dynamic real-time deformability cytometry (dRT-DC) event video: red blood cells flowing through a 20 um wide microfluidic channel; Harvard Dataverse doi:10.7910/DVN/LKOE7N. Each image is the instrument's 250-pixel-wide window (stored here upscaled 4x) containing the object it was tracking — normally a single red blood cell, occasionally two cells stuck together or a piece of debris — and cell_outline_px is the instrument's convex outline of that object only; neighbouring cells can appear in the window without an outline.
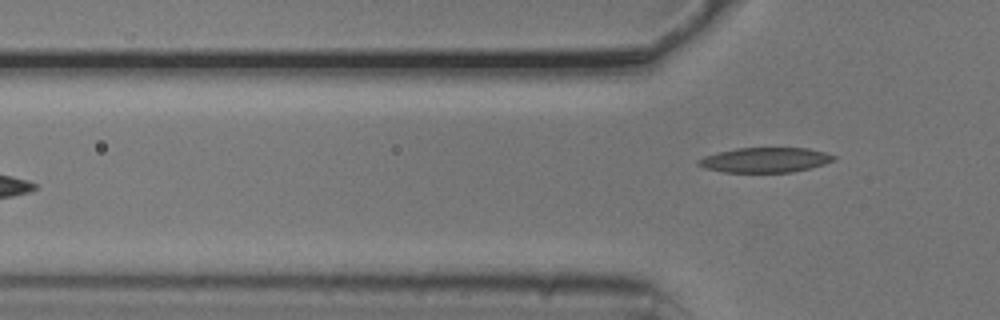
{"species": "common noctule bat (a hibernating species)", "species_latin": "Nyctalus noctula", "temperature_condition": "cold", "stored_images_in_passage": 6, "camera_frame_rate_fps": 3000, "um_per_image_px": 0.085, "animal": {"sex": "male", "body_mass_g": 20.5, "forearm_length_mm": 52.5}, "frame": {"image": 1, "passage_image": 6, "time_ms": 1.667, "image_size_px": [1000, 320], "cell_outline_px": [[836, 160], [824, 164], [792, 172], [724, 172], [704, 168], [696, 164], [696, 160], [704, 156], [736, 148], [808, 148], [824, 152], [836, 156]], "centroid_in_image_um": [65.02, 13.6], "position_along_channel_um": 60.8, "area_um2": 19.59}}